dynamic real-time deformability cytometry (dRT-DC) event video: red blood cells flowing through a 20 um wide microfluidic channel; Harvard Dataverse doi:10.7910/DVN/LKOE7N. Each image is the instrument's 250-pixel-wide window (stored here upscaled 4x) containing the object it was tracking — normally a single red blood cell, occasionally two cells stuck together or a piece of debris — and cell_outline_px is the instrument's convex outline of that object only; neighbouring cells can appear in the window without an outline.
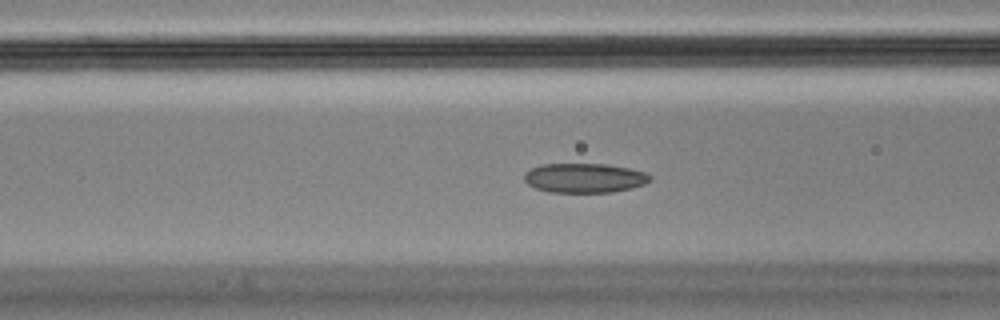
{"species": "Egyptian fruit bat (a non-hibernating species)", "species_latin": "Rousettus aegyptiacus", "temperature_condition": "cold", "stored_images_in_passage": 41, "camera_frame_rate_fps": 3000, "um_per_image_px": 0.085, "animal": {"sex": "male"}, "frame": {"image": 1, "passage_image": 20, "time_ms": 6.333, "image_size_px": [1000, 320], "cell_outline_px": [[652, 180], [644, 184], [632, 188], [612, 192], [548, 192], [536, 188], [528, 184], [524, 180], [524, 172], [540, 164], [604, 164], [628, 168], [644, 172], [652, 176]], "centroid_in_image_um": [49.67, 15.13], "position_along_channel_um": 116.9, "area_um2": 21.62}}
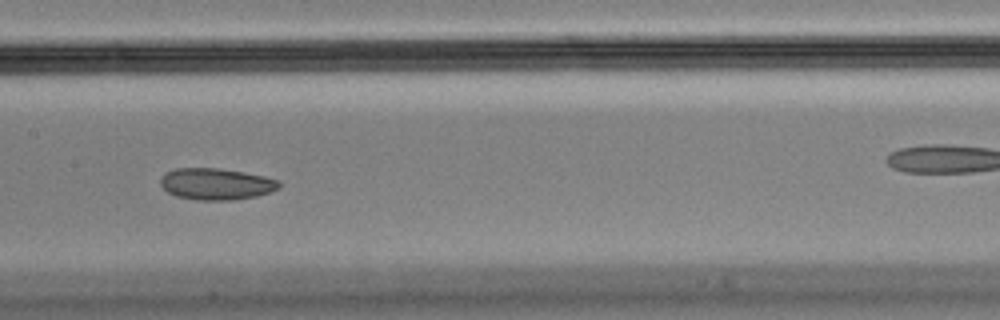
{"frame": {"image": 2, "passage_image": 26, "time_ms": 8.333, "image_size_px": [1000, 320], "cell_outline_px": [[280, 188], [256, 196], [232, 200], [196, 200], [176, 196], [168, 192], [160, 184], [160, 180], [164, 172], [176, 168], [220, 168], [244, 172], [264, 176], [280, 180]], "centroid_in_image_um": [18.36, 15.63], "position_along_channel_um": 189.0, "area_um2": 21.91}}
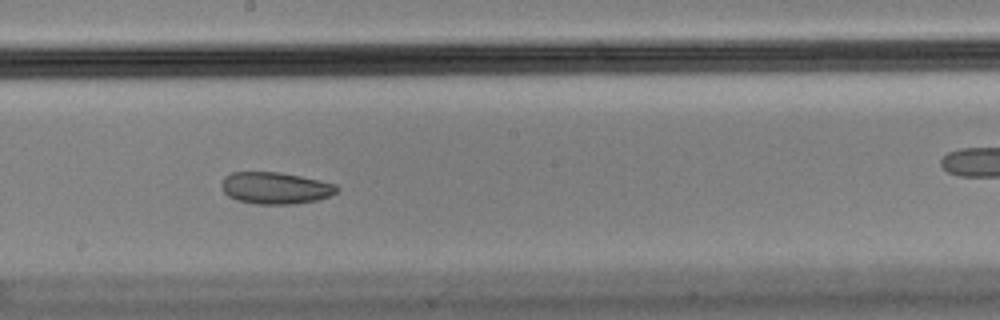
{"frame": {"image": 3, "passage_image": 29, "time_ms": 9.333, "image_size_px": [1000, 320], "cell_outline_px": [[340, 188], [336, 192], [328, 196], [316, 200], [296, 204], [256, 204], [236, 200], [228, 196], [224, 192], [220, 184], [224, 176], [232, 172], [280, 172], [320, 180], [336, 184]], "centroid_in_image_um": [23.38, 15.98], "position_along_channel_um": 224.8, "area_um2": 21.5}, "authors_computed_cell_mechanics": {"area_um2": 21.7906, "velocity_mm_per_s": 3.5905, "shape_relaxation_time_tau1_ms": null, "shape_relaxation_time_tau2_ms": 3.3616, "deformation_change_tau1": null, "deformation_change_tau2": 0.0415}}